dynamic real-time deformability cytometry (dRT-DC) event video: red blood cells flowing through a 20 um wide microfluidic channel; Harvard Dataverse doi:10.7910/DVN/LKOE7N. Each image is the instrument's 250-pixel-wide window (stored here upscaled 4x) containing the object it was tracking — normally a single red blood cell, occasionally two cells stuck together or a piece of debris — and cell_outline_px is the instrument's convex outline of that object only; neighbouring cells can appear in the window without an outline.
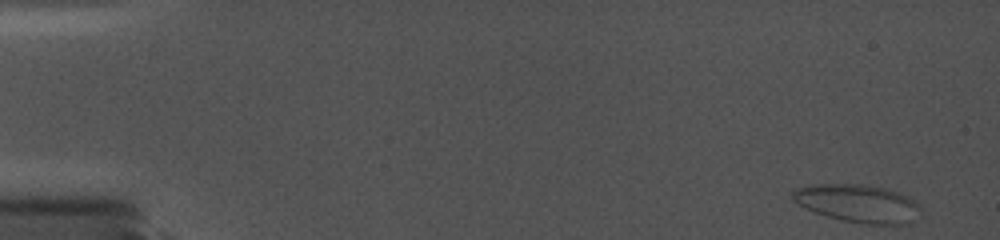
{"species": "common noctule bat (a hibernating species)", "species_latin": "Nyctalus noctula", "temperature_condition": "cold", "stored_images_in_passage": 50, "camera_frame_rate_fps": 5000, "um_per_image_px": 0.085, "animal": {"sex": "female", "body_mass_g": 19.0, "forearm_length_mm": 56.7}, "frame": {"image": 1, "passage_image": 1, "time_ms": 0.0, "image_size_px": [1000, 240], "cell_outline_px": [[920, 208], [916, 220], [908, 224], [868, 224], [840, 220], [804, 208], [792, 200], [792, 192], [796, 188], [812, 184], [860, 184], [884, 188], [908, 196], [920, 204]], "centroid_in_image_um": [72.92, 17.29], "position_along_channel_um": 12.1, "area_um2": 28.32}}
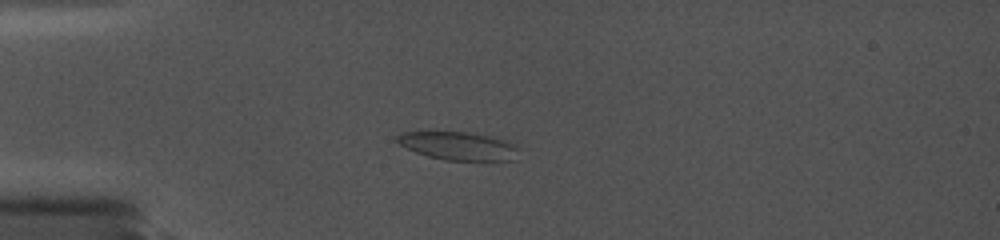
{"frame": {"image": 2, "passage_image": 28, "time_ms": 4.4, "image_size_px": [1000, 240], "cell_outline_px": [[516, 160], [444, 160], [428, 156], [416, 152], [400, 144], [396, 140], [396, 136], [400, 132], [468, 132], [488, 136], [504, 140], [516, 144]], "centroid_in_image_um": [38.94, 12.4], "position_along_channel_um": 46.1, "area_um2": 19.71}}
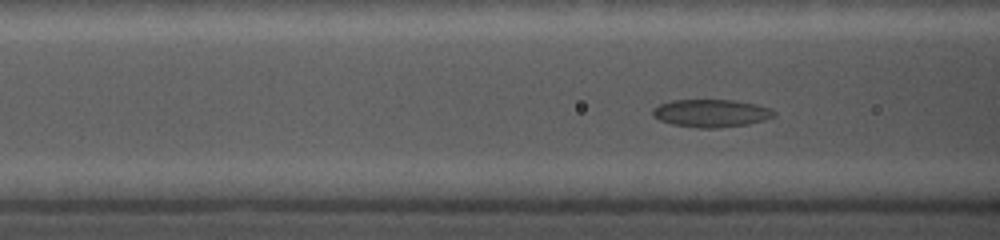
{"frame": {"image": 3, "passage_image": 46, "time_ms": 6.8, "image_size_px": [1000, 240], "cell_outline_px": [[776, 116], [764, 120], [748, 124], [716, 128], [700, 128], [672, 124], [660, 120], [652, 116], [652, 108], [660, 104], [672, 100], [736, 100], [756, 104], [772, 108], [776, 112]], "centroid_in_image_um": [60.47, 9.62], "position_along_channel_um": 106.1, "area_um2": 19.77}}